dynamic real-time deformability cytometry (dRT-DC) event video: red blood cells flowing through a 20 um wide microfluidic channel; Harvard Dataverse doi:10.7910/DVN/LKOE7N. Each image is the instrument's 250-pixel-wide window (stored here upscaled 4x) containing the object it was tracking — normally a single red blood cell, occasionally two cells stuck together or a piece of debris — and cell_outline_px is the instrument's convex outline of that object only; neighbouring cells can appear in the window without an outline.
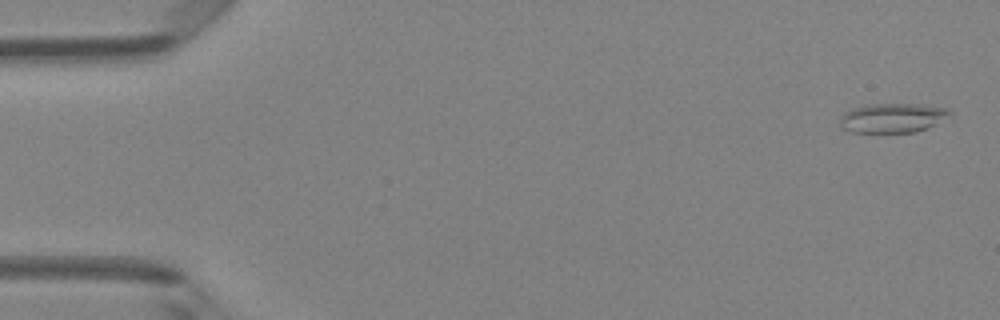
{"species": "Egyptian fruit bat (a non-hibernating species)", "species_latin": "Rousettus aegyptiacus", "temperature_condition": "room temperature", "stored_images_in_passage": 49, "camera_frame_rate_fps": 3000, "um_per_image_px": 0.085, "animal": {"sex": "female"}, "frame": {"image": 1, "passage_image": 2, "time_ms": 0.333, "image_size_px": [1000, 320], "cell_outline_px": [[952, 112], [928, 128], [916, 132], [852, 132], [840, 128], [840, 116], [844, 112], [852, 108], [868, 104], [912, 104], [944, 108]], "centroid_in_image_um": [75.76, 10.03], "position_along_channel_um": 9.2, "area_um2": 18.55}}
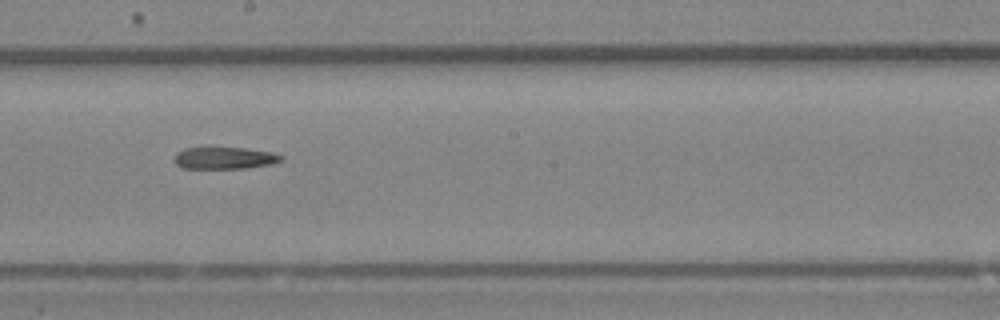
{"frame": {"image": 2, "passage_image": 28, "time_ms": 9.0, "image_size_px": [1000, 320], "cell_outline_px": [[284, 156], [280, 160], [272, 164], [244, 168], [184, 168], [176, 164], [172, 160], [176, 152], [184, 148], [244, 148], [272, 152]], "centroid_in_image_um": [19.05, 13.43], "position_along_channel_um": 229.2, "area_um2": 13.58}}
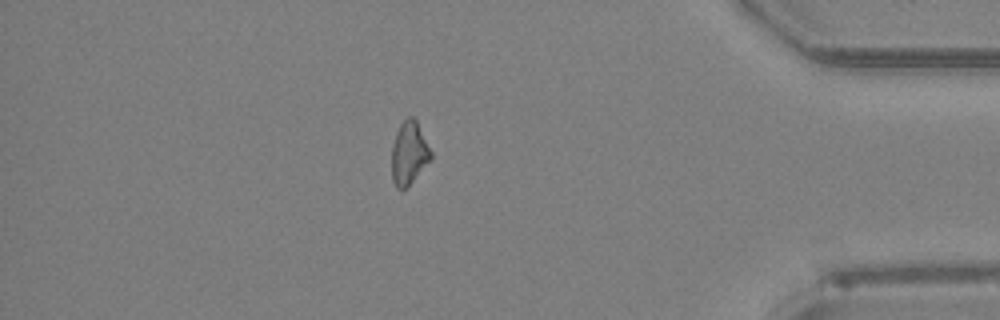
{"frame": {"image": 3, "passage_image": 43, "time_ms": 14.0, "image_size_px": [1000, 320], "cell_outline_px": [[432, 160], [404, 188], [396, 188], [392, 180], [392, 144], [396, 132], [400, 124], [408, 116], [412, 116], [416, 120], [432, 152]], "centroid_in_image_um": [34.77, 12.99], "position_along_channel_um": 400.4, "area_um2": 14.28}}